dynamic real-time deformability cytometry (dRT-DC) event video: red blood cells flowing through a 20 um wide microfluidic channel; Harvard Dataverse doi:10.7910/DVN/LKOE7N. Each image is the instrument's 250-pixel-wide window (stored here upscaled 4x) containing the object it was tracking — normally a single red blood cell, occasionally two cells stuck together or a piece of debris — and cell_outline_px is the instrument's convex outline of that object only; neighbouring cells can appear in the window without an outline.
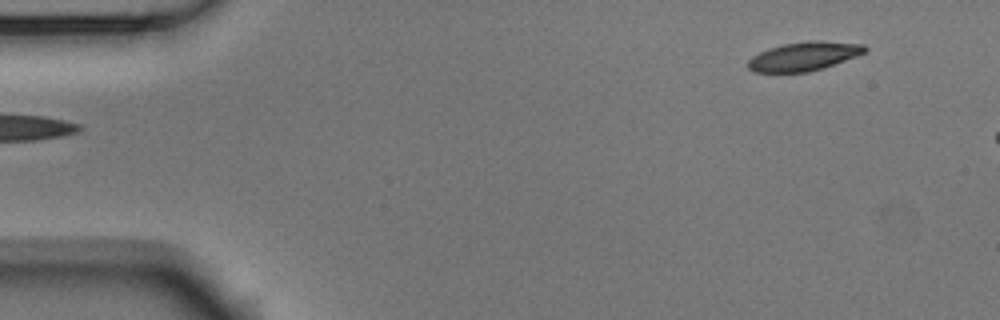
{"species": "Egyptian fruit bat (a non-hibernating species)", "species_latin": "Rousettus aegyptiacus", "temperature_condition": "room temperature", "stored_images_in_passage": 6, "camera_frame_rate_fps": 3000, "um_per_image_px": 0.085, "animal": {"sex": "male"}, "frame": {"image": 1, "passage_image": 1, "time_ms": 0.0, "image_size_px": [1000, 320], "cell_outline_px": [[868, 48], [864, 52], [856, 56], [808, 72], [752, 72], [748, 68], [748, 60], [752, 56], [768, 48], [784, 44], [816, 40], [864, 44]], "centroid_in_image_um": [68.3, 4.78], "position_along_channel_um": 16.7, "area_um2": 19.31}}